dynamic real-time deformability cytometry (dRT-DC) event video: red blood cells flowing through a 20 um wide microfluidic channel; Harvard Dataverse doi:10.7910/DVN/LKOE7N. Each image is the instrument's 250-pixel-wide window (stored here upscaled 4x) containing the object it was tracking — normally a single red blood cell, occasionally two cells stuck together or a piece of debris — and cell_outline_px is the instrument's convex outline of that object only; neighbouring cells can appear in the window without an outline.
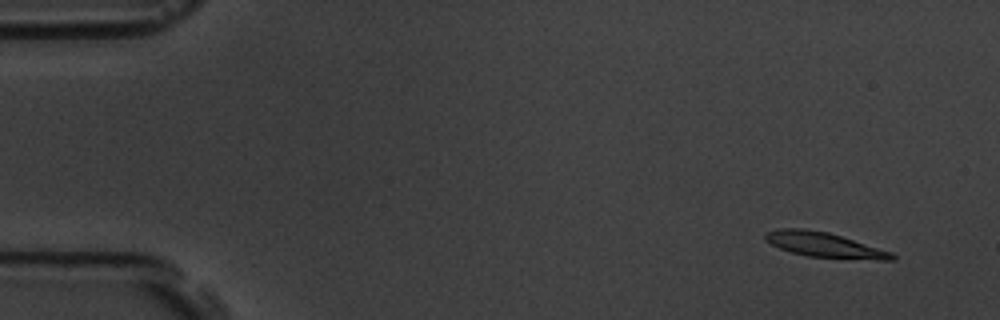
{"species": "common noctule bat (a hibernating species)", "species_latin": "Nyctalus noctula", "temperature_condition": "room temperature", "stored_images_in_passage": 4, "camera_frame_rate_fps": 3000, "um_per_image_px": 0.085, "animal": {"sex": "male", "body_mass_g": 19.5, "forearm_length_mm": 54.6}, "frame": {"image": 1, "passage_image": 1, "time_ms": 0.0, "image_size_px": [1000, 320], "cell_outline_px": [[896, 260], [880, 260], [808, 256], [792, 252], [780, 248], [764, 240], [764, 232], [776, 228], [804, 228], [828, 232], [892, 252], [896, 256]], "centroid_in_image_um": [70.03, 20.8], "position_along_channel_um": 15.0, "area_um2": 18.32}}